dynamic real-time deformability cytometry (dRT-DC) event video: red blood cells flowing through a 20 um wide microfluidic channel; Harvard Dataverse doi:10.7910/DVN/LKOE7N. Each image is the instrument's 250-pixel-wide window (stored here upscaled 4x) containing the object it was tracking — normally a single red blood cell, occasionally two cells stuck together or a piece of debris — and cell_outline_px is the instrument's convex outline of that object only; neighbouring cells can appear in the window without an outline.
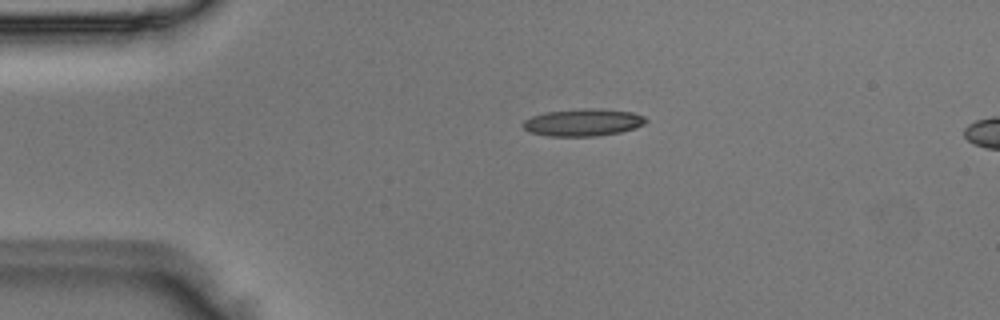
{"species": "Egyptian fruit bat (a non-hibernating species)", "species_latin": "Rousettus aegyptiacus", "temperature_condition": "room temperature", "stored_images_in_passage": 5, "segment_of_instrument_passage": [1, 2], "camera_frame_rate_fps": 3000, "um_per_image_px": 0.085, "animal": {"sex": "male"}, "frame": {"image": 1, "passage_image": 3, "time_ms": 0.667, "image_size_px": [1000, 320], "cell_outline_px": [[648, 120], [644, 124], [636, 128], [620, 132], [596, 136], [548, 136], [528, 132], [520, 124], [524, 120], [532, 116], [544, 112], [588, 108], [600, 108], [632, 112], [644, 116]], "centroid_in_image_um": [49.55, 10.4], "position_along_channel_um": 35.5, "area_um2": 19.71}}